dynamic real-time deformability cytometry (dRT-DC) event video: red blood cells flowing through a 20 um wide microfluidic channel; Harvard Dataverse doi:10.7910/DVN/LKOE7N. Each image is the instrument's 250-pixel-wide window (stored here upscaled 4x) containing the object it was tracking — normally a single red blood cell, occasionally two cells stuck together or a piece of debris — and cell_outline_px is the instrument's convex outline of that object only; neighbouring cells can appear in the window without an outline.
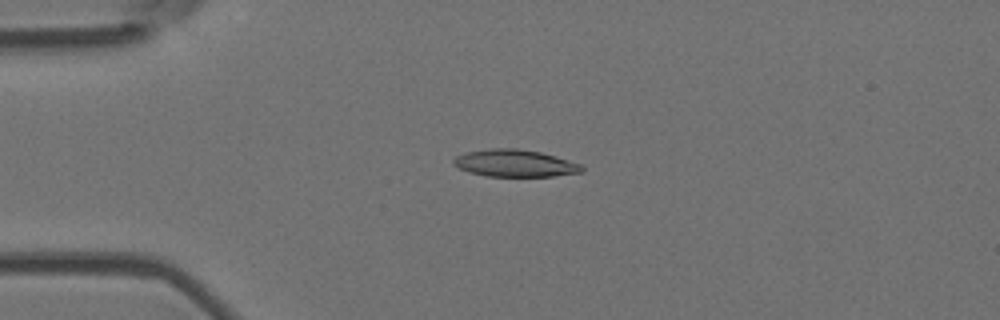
{"species": "Egyptian fruit bat (a non-hibernating species)", "species_latin": "Rousettus aegyptiacus", "temperature_condition": "room temperature", "stored_images_in_passage": 53, "camera_frame_rate_fps": 3000, "um_per_image_px": 0.085, "animal": {"sex": "female"}, "frame": {"image": 1, "passage_image": 12, "time_ms": 3.667, "image_size_px": [1000, 320], "cell_outline_px": [[584, 172], [552, 176], [484, 176], [468, 172], [452, 164], [452, 160], [456, 156], [468, 152], [488, 148], [516, 148], [540, 152], [556, 156], [580, 164], [584, 168]], "centroid_in_image_um": [43.75, 13.87], "position_along_channel_um": 41.2, "area_um2": 20.35}}
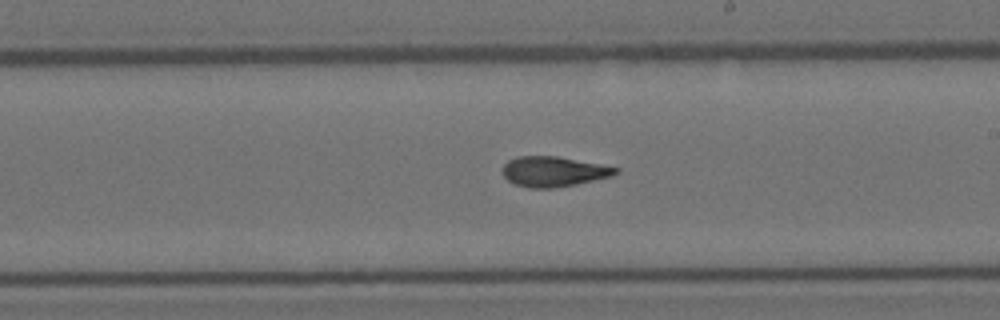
{"frame": {"image": 2, "passage_image": 30, "time_ms": 9.667, "image_size_px": [1000, 320], "cell_outline_px": [[620, 172], [612, 176], [576, 184], [552, 188], [528, 188], [512, 184], [500, 172], [504, 164], [508, 160], [516, 156], [556, 156], [600, 164], [620, 168]], "centroid_in_image_um": [47.02, 14.58], "position_along_channel_um": 242.0, "area_um2": 20.06}}
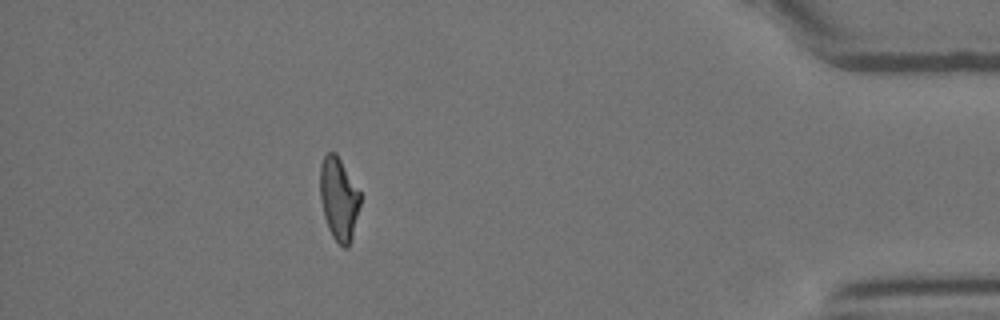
{"frame": {"image": 3, "passage_image": 47, "time_ms": 15.333, "image_size_px": [1000, 320], "cell_outline_px": [[360, 204], [352, 236], [348, 248], [344, 248], [332, 236], [328, 228], [324, 216], [320, 200], [320, 164], [324, 156], [328, 152], [336, 152], [360, 192]], "centroid_in_image_um": [28.78, 16.88], "position_along_channel_um": 406.4, "area_um2": 19.31}, "authors_computed_cell_mechanics": {"area_um2": 20.1144, "velocity_mm_per_s": 3.7753, "shape_relaxation_time_tau1_ms": null, "shape_relaxation_time_tau2_ms": 2.1397, "deformation_change_tau1": null, "deformation_change_tau2": 0.0978}}